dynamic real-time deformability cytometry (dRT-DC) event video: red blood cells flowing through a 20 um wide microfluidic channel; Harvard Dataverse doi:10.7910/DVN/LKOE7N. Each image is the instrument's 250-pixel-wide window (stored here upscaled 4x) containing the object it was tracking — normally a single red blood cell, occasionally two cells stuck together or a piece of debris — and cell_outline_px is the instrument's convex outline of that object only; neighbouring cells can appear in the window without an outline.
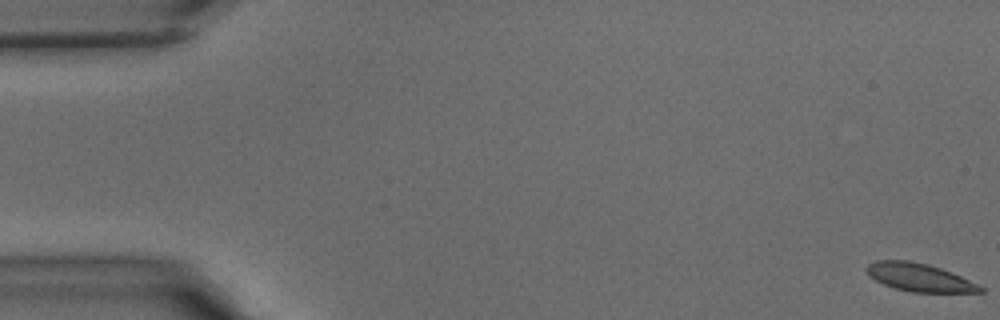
{"species": "common noctule bat (a hibernating species)", "species_latin": "Nyctalus noctula", "temperature_condition": "warm", "stored_images_in_passage": 41, "camera_frame_rate_fps": 3000, "um_per_image_px": 0.085, "animal": {"sex": "male", "body_mass_g": 15.6}, "frame": {"image": 1, "passage_image": 1, "time_ms": 0.0, "image_size_px": [1000, 320], "cell_outline_px": [[984, 292], [912, 292], [896, 288], [884, 284], [868, 276], [864, 268], [868, 264], [876, 260], [908, 260], [928, 264], [952, 272], [980, 284], [984, 288]], "centroid_in_image_um": [78.15, 23.57], "position_along_channel_um": 6.8, "area_um2": 18.67}}
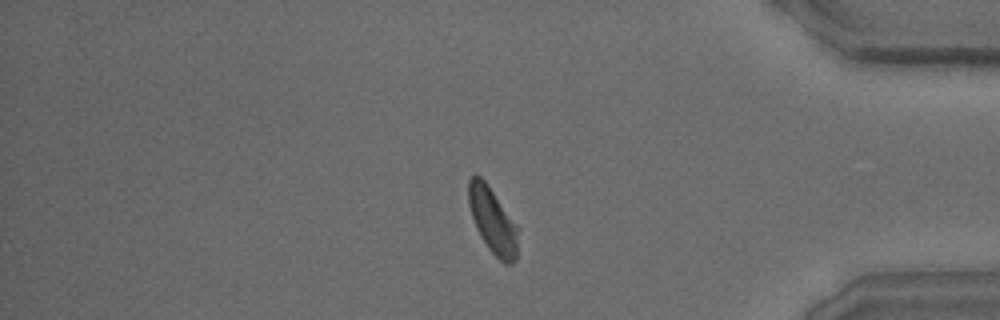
{"frame": {"image": 2, "passage_image": 35, "time_ms": 11.333, "image_size_px": [1000, 320], "cell_outline_px": [[516, 260], [512, 264], [504, 264], [488, 248], [480, 236], [476, 228], [468, 204], [468, 180], [476, 172], [484, 180], [516, 224]], "centroid_in_image_um": [41.83, 18.73], "position_along_channel_um": 393.4, "area_um2": 18.55}}
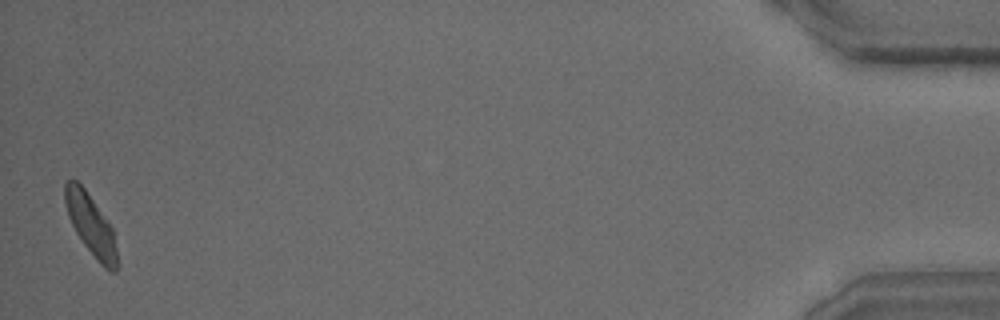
{"frame": {"image": 3, "passage_image": 41, "time_ms": 13.333, "image_size_px": [1000, 320], "cell_outline_px": [[120, 268], [116, 272], [112, 272], [104, 268], [96, 260], [84, 244], [76, 232], [68, 216], [64, 200], [64, 184], [72, 176], [84, 188], [112, 228], [120, 264]], "centroid_in_image_um": [7.74, 19.17], "position_along_channel_um": 427.5, "area_um2": 18.61}}